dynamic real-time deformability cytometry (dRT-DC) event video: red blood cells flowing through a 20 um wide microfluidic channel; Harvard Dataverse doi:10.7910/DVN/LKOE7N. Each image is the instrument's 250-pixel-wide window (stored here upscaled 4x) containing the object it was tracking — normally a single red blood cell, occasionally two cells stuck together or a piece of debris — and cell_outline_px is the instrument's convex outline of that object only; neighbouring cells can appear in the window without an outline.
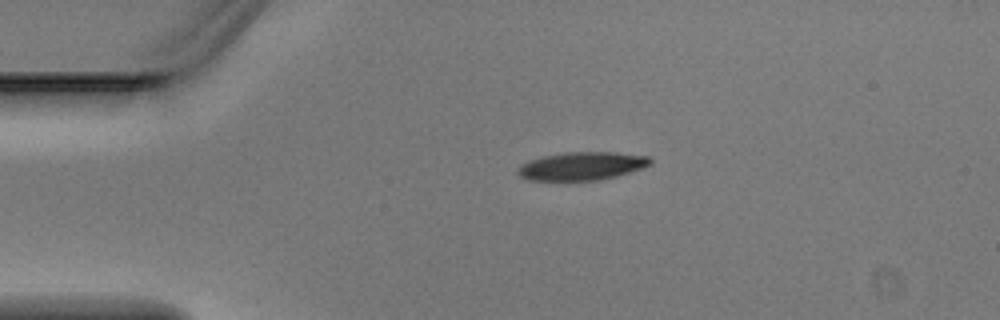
{"species": "Egyptian fruit bat (a non-hibernating species)", "species_latin": "Rousettus aegyptiacus", "temperature_condition": "warm", "stored_images_in_passage": 2, "camera_frame_rate_fps": 3000, "um_per_image_px": 0.085, "animal": {"sex": "male"}, "frame": {"image": 1, "passage_image": 1, "time_ms": 0.0, "image_size_px": [1000, 320], "cell_outline_px": [[652, 164], [644, 168], [616, 176], [600, 180], [528, 180], [520, 176], [516, 172], [516, 168], [520, 164], [528, 160], [544, 156], [564, 152], [616, 152], [648, 156], [652, 160]], "centroid_in_image_um": [49.45, 14.11], "position_along_channel_um": 35.5, "area_um2": 21.96}}